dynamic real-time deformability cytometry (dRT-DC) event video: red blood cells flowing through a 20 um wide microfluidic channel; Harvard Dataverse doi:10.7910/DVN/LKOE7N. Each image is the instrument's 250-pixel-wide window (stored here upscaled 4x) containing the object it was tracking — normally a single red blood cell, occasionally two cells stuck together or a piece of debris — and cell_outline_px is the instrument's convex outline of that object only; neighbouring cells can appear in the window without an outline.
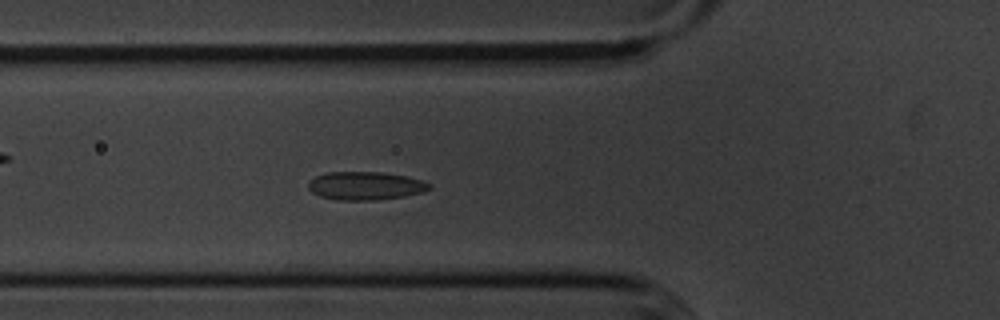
{"species": "common noctule bat (a hibernating species)", "species_latin": "Nyctalus noctula", "temperature_condition": "cold", "stored_images_in_passage": 39, "camera_frame_rate_fps": 3000, "um_per_image_px": 0.085, "animal": {"sex": "male", "body_mass_g": 20.1, "forearm_length_mm": 53.5}, "frame": {"image": 1, "passage_image": 3, "time_ms": 0.667, "image_size_px": [1000, 320], "cell_outline_px": [[432, 188], [424, 192], [404, 196], [376, 200], [336, 200], [320, 196], [312, 192], [308, 188], [308, 180], [324, 172], [380, 172], [408, 176], [432, 184]], "centroid_in_image_um": [31.05, 15.79], "position_along_channel_um": 94.7, "area_um2": 20.11}}
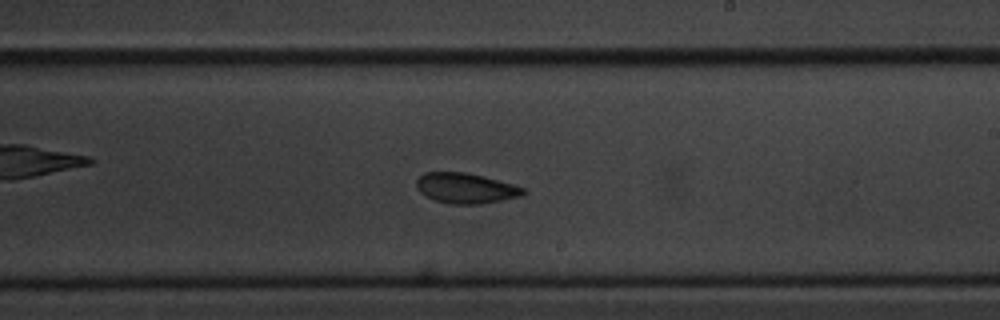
{"frame": {"image": 2, "passage_image": 16, "time_ms": 5.0, "image_size_px": [1000, 320], "cell_outline_px": [[524, 196], [480, 204], [452, 204], [436, 200], [420, 192], [416, 188], [416, 180], [424, 172], [464, 172], [512, 184], [524, 188]], "centroid_in_image_um": [39.57, 16.0], "position_along_channel_um": 249.4, "area_um2": 18.61}}
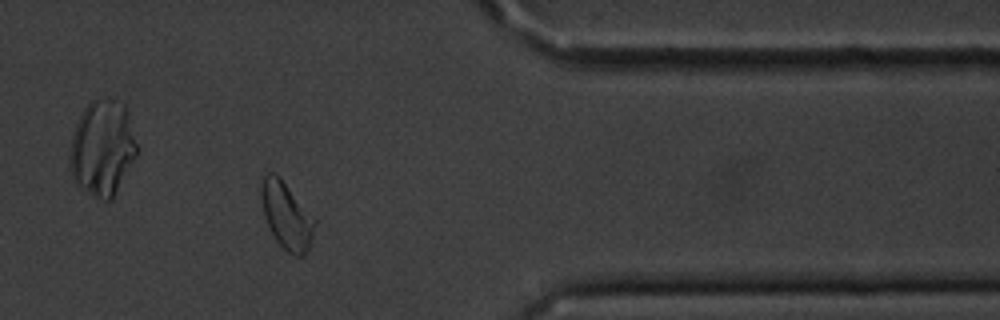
{"frame": {"image": 3, "passage_image": 29, "time_ms": 9.333, "image_size_px": [1000, 320], "cell_outline_px": [[316, 224], [308, 248], [304, 256], [296, 256], [288, 252], [276, 240], [264, 216], [260, 196], [260, 176], [264, 172], [272, 172], [284, 184], [316, 220]], "centroid_in_image_um": [24.31, 18.32], "position_along_channel_um": 387.1, "area_um2": 20.35}, "authors_computed_cell_mechanics": {"area_um2": 19.7676, "velocity_mm_per_s": 3.5566, "shape_relaxation_time_tau1_ms": 5.0166, "shape_relaxation_time_tau2_ms": 3.5176, "deformation_change_tau1": 0.0851, "deformation_change_tau2": 0.0617}}